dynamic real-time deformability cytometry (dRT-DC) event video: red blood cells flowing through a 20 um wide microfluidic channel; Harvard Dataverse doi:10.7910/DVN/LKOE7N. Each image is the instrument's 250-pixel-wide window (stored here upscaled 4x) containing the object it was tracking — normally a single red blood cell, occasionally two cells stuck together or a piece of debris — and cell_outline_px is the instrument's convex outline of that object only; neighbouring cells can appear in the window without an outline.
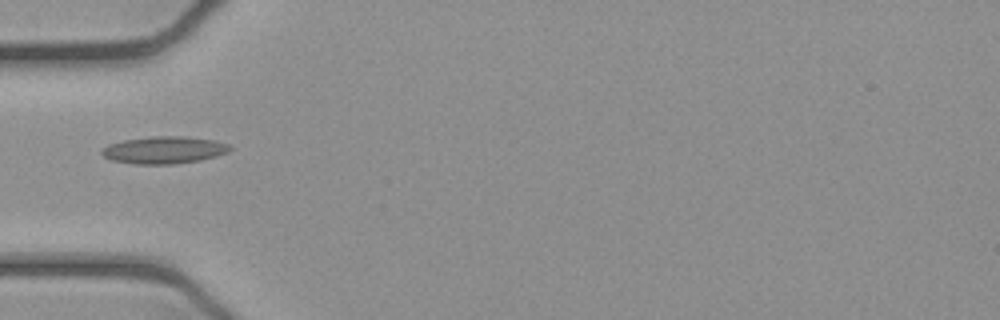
{"species": "common noctule bat (a hibernating species)", "species_latin": "Nyctalus noctula", "temperature_condition": "cold", "stored_images_in_passage": 36, "camera_frame_rate_fps": 3000, "um_per_image_px": 0.085, "animal": {"sex": "female", "body_mass_g": 21.9}, "frame": {"image": 1, "passage_image": 1, "time_ms": 0.0, "image_size_px": [1000, 320], "cell_outline_px": [[232, 148], [228, 152], [216, 156], [200, 160], [172, 164], [136, 164], [112, 160], [104, 156], [100, 152], [108, 144], [124, 140], [152, 136], [184, 136], [216, 140], [228, 144]], "centroid_in_image_um": [13.97, 12.74], "position_along_channel_um": 71.0, "area_um2": 20.29}}
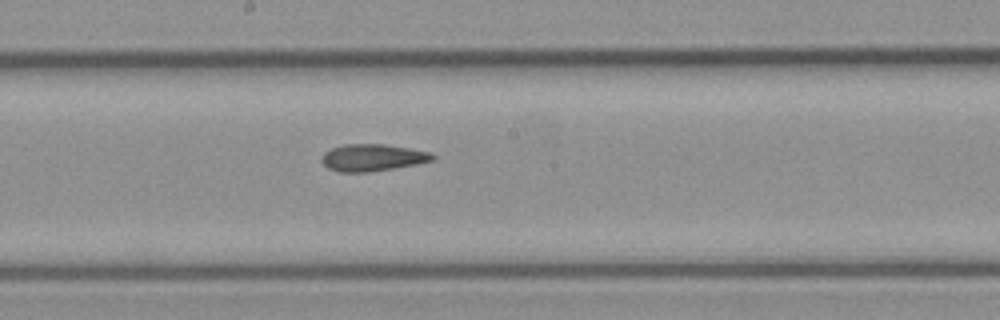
{"frame": {"image": 2, "passage_image": 12, "time_ms": 3.667, "image_size_px": [1000, 320], "cell_outline_px": [[436, 156], [432, 160], [416, 164], [368, 172], [336, 172], [328, 168], [320, 160], [324, 152], [332, 148], [344, 144], [384, 144], [432, 152]], "centroid_in_image_um": [31.64, 13.39], "position_along_channel_um": 216.6, "area_um2": 17.4}}
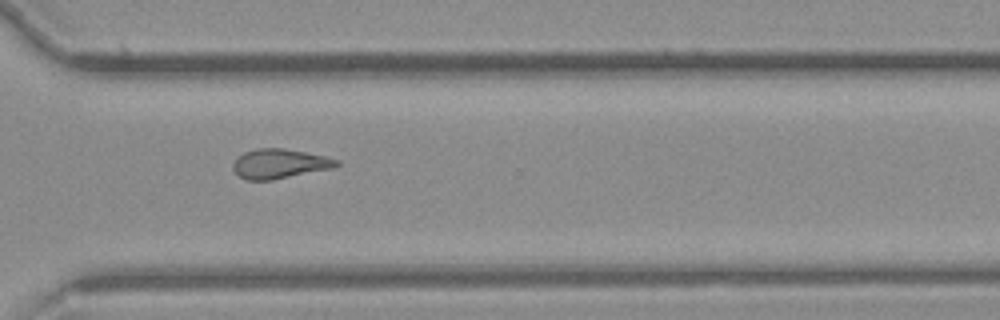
{"frame": {"image": 3, "passage_image": 22, "time_ms": 7.0, "image_size_px": [1000, 320], "cell_outline_px": [[340, 164], [332, 168], [272, 180], [244, 180], [232, 168], [232, 164], [244, 152], [256, 148], [284, 148], [324, 156], [340, 160]], "centroid_in_image_um": [23.76, 13.92], "position_along_channel_um": 346.8, "area_um2": 17.69}, "authors_computed_cell_mechanics": {"area_um2": 17.7446, "velocity_mm_per_s": 3.9266, "shape_relaxation_time_tau1_ms": null, "shape_relaxation_time_tau2_ms": 5.2449, "deformation_change_tau1": null, "deformation_change_tau2": 0.1519}}